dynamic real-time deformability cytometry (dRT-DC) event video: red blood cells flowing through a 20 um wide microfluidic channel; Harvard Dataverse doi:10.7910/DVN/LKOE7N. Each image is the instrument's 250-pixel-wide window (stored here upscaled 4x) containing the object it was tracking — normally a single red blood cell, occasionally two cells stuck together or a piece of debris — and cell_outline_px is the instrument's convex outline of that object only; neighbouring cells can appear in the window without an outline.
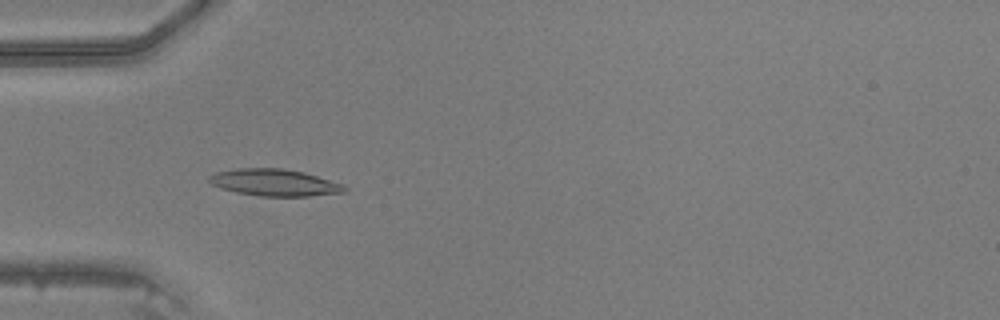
{"species": "common noctule bat (a hibernating species)", "species_latin": "Nyctalus noctula", "temperature_condition": "warm", "stored_images_in_passage": 48, "camera_frame_rate_fps": 3000, "um_per_image_px": 0.085, "animal": {"sex": "male", "body_mass_g": 20.5, "forearm_length_mm": 52.5}, "frame": {"image": 1, "passage_image": 16, "time_ms": 5.0, "image_size_px": [1000, 320], "cell_outline_px": [[348, 192], [308, 196], [260, 196], [236, 192], [220, 188], [212, 184], [208, 180], [208, 176], [216, 172], [236, 168], [284, 168], [304, 172], [344, 184], [348, 188]], "centroid_in_image_um": [23.36, 15.51], "position_along_channel_um": 61.6, "area_um2": 21.39}}
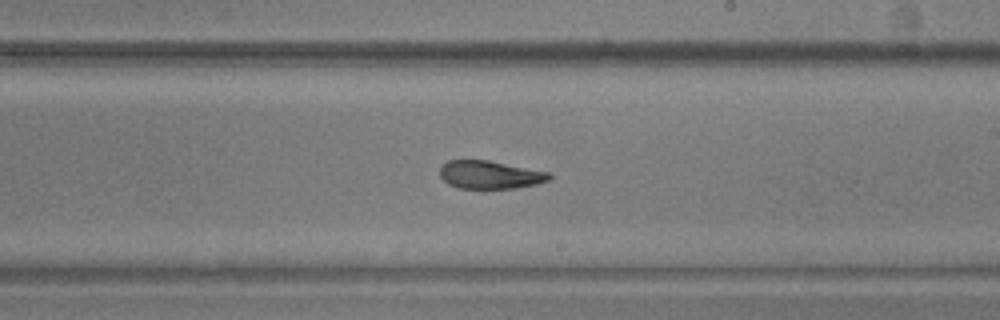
{"frame": {"image": 2, "passage_image": 29, "time_ms": 9.333, "image_size_px": [1000, 320], "cell_outline_px": [[552, 176], [548, 180], [536, 184], [516, 188], [456, 188], [448, 184], [440, 176], [440, 168], [448, 160], [488, 160], [548, 172]], "centroid_in_image_um": [41.62, 14.86], "position_along_channel_um": 247.4, "area_um2": 17.74}}
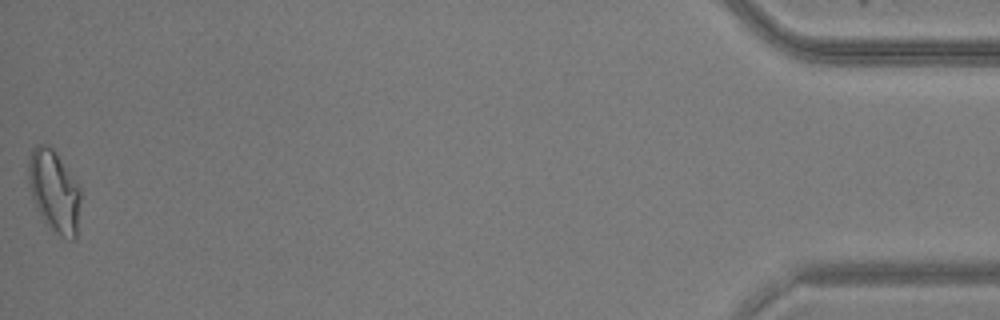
{"frame": {"image": 3, "passage_image": 48, "time_ms": 15.667, "image_size_px": [1000, 320], "cell_outline_px": [[80, 200], [76, 240], [72, 240], [56, 232], [40, 216], [32, 196], [28, 184], [28, 160], [32, 148], [36, 144], [48, 144], [56, 152], [80, 184]], "centroid_in_image_um": [4.61, 16.19], "position_along_channel_um": 430.6, "area_um2": 25.03}}